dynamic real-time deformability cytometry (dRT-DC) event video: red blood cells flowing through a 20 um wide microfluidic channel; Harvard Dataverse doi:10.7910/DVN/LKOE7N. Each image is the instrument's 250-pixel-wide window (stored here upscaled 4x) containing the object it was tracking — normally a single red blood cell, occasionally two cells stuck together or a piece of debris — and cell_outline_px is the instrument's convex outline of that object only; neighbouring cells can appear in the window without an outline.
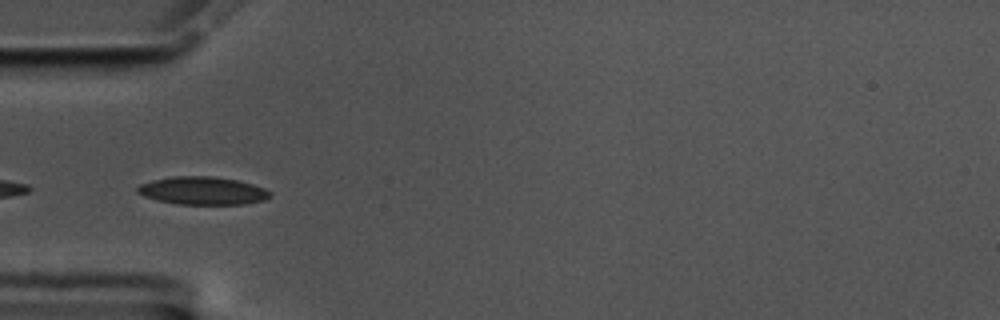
{"species": "common noctule bat (a hibernating species)", "species_latin": "Nyctalus noctula", "temperature_condition": "cold", "stored_images_in_passage": 57, "camera_frame_rate_fps": 3000, "um_per_image_px": 0.085, "animal": {"sex": "male", "body_mass_g": 17.5, "forearm_length_mm": 52.3}, "frame": {"image": 1, "passage_image": 17, "time_ms": 5.333, "image_size_px": [1000, 320], "cell_outline_px": [[272, 196], [264, 200], [244, 204], [176, 204], [156, 200], [144, 196], [136, 192], [136, 188], [140, 184], [152, 180], [172, 176], [212, 176], [236, 180], [252, 184], [264, 188], [272, 192]], "centroid_in_image_um": [17.21, 16.21], "position_along_channel_um": 67.8, "area_um2": 21.68}}
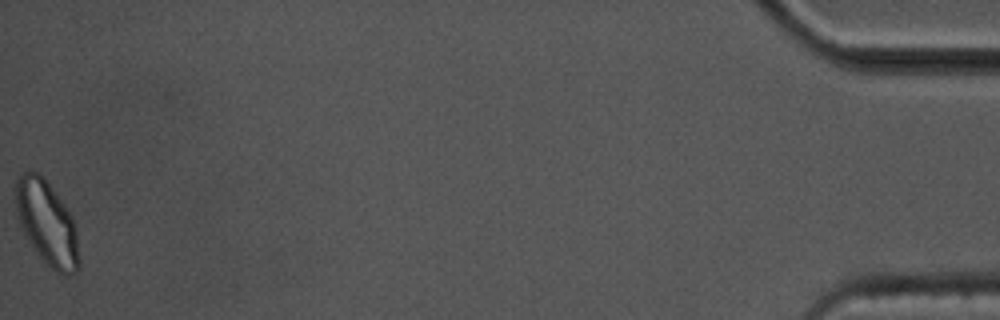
{"frame": {"image": 2, "passage_image": 57, "time_ms": 18.667, "image_size_px": [1000, 320], "cell_outline_px": [[80, 268], [72, 276], [64, 276], [56, 272], [40, 256], [20, 228], [16, 212], [16, 180], [28, 168], [32, 168], [52, 188], [68, 208], [72, 216], [76, 228], [80, 260]], "centroid_in_image_um": [4.02, 18.98], "position_along_channel_um": 431.2, "area_um2": 31.21}, "authors_computed_cell_mechanics": {"area_um2": 21.7906, "velocity_mm_per_s": 3.4696, "shape_relaxation_time_tau1_ms": 4.7413, "shape_relaxation_time_tau2_ms": 3.7486, "deformation_change_tau1": 0.0991, "deformation_change_tau2": 0.0755}}